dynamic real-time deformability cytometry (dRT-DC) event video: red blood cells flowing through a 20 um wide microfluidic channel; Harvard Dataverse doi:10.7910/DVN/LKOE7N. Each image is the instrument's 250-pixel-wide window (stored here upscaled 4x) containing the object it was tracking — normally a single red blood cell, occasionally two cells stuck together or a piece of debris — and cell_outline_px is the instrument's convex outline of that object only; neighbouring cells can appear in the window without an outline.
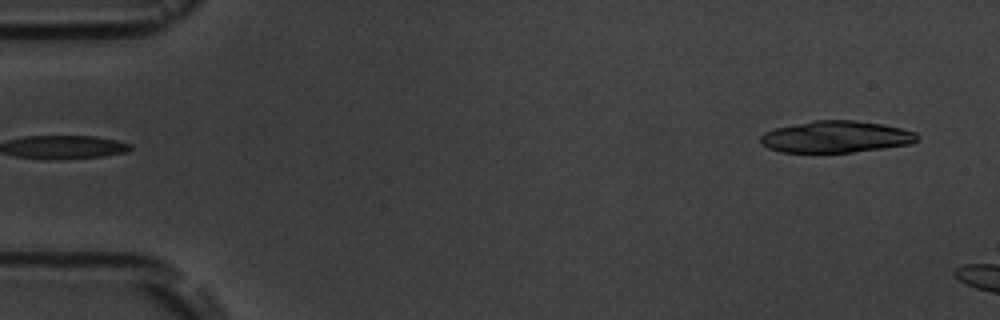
{"species": "common noctule bat (a hibernating species)", "species_latin": "Nyctalus noctula", "temperature_condition": "room temperature", "stored_images_in_passage": 5, "segment_of_instrument_passage": [2, 2], "camera_frame_rate_fps": 3000, "um_per_image_px": 0.085, "animal": {"sex": "male", "body_mass_g": 19.5, "forearm_length_mm": 54.6}, "frame": {"image": 1, "passage_image": 5, "time_ms": 4.667, "image_size_px": [1000, 320], "cell_outline_px": [[920, 140], [912, 144], [852, 152], [780, 152], [768, 148], [760, 144], [760, 136], [764, 132], [776, 128], [812, 120], [856, 120], [884, 124], [916, 132], [920, 136]], "centroid_in_image_um": [71.08, 11.62], "position_along_channel_um": 13.9, "area_um2": 29.19}}